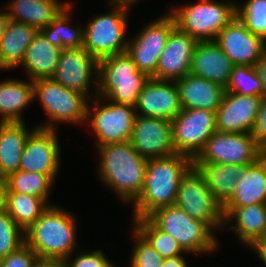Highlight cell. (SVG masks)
Listing matches in <instances>:
<instances>
[{
	"label": "cell",
	"instance_id": "obj_1",
	"mask_svg": "<svg viewBox=\"0 0 266 267\" xmlns=\"http://www.w3.org/2000/svg\"><path fill=\"white\" fill-rule=\"evenodd\" d=\"M97 150L100 181L122 202L133 204L144 188L148 159L140 156L130 141L102 145Z\"/></svg>",
	"mask_w": 266,
	"mask_h": 267
},
{
	"label": "cell",
	"instance_id": "obj_2",
	"mask_svg": "<svg viewBox=\"0 0 266 267\" xmlns=\"http://www.w3.org/2000/svg\"><path fill=\"white\" fill-rule=\"evenodd\" d=\"M193 166V159L184 154L149 159L145 185L132 204V219L146 218L162 207L175 205L183 176Z\"/></svg>",
	"mask_w": 266,
	"mask_h": 267
},
{
	"label": "cell",
	"instance_id": "obj_3",
	"mask_svg": "<svg viewBox=\"0 0 266 267\" xmlns=\"http://www.w3.org/2000/svg\"><path fill=\"white\" fill-rule=\"evenodd\" d=\"M75 215L57 205H51L27 229L25 244L42 262H63L76 247Z\"/></svg>",
	"mask_w": 266,
	"mask_h": 267
},
{
	"label": "cell",
	"instance_id": "obj_4",
	"mask_svg": "<svg viewBox=\"0 0 266 267\" xmlns=\"http://www.w3.org/2000/svg\"><path fill=\"white\" fill-rule=\"evenodd\" d=\"M109 12L95 15L84 27V48L98 61L108 56L125 53L128 40L127 0H109Z\"/></svg>",
	"mask_w": 266,
	"mask_h": 267
},
{
	"label": "cell",
	"instance_id": "obj_5",
	"mask_svg": "<svg viewBox=\"0 0 266 267\" xmlns=\"http://www.w3.org/2000/svg\"><path fill=\"white\" fill-rule=\"evenodd\" d=\"M227 2L198 0L183 7H170L169 13L180 31L197 41H215L217 35L236 17L237 2Z\"/></svg>",
	"mask_w": 266,
	"mask_h": 267
},
{
	"label": "cell",
	"instance_id": "obj_6",
	"mask_svg": "<svg viewBox=\"0 0 266 267\" xmlns=\"http://www.w3.org/2000/svg\"><path fill=\"white\" fill-rule=\"evenodd\" d=\"M149 77L137 69L125 52L99 60L98 97L135 106Z\"/></svg>",
	"mask_w": 266,
	"mask_h": 267
},
{
	"label": "cell",
	"instance_id": "obj_7",
	"mask_svg": "<svg viewBox=\"0 0 266 267\" xmlns=\"http://www.w3.org/2000/svg\"><path fill=\"white\" fill-rule=\"evenodd\" d=\"M34 100H39L47 119L36 127L57 129L58 124H86L89 99L70 88L57 83L53 78L33 80Z\"/></svg>",
	"mask_w": 266,
	"mask_h": 267
},
{
	"label": "cell",
	"instance_id": "obj_8",
	"mask_svg": "<svg viewBox=\"0 0 266 267\" xmlns=\"http://www.w3.org/2000/svg\"><path fill=\"white\" fill-rule=\"evenodd\" d=\"M148 218L160 230L173 236L187 254H212L218 249L215 232L205 222L191 218L176 205L157 209Z\"/></svg>",
	"mask_w": 266,
	"mask_h": 267
},
{
	"label": "cell",
	"instance_id": "obj_9",
	"mask_svg": "<svg viewBox=\"0 0 266 267\" xmlns=\"http://www.w3.org/2000/svg\"><path fill=\"white\" fill-rule=\"evenodd\" d=\"M92 100H89L87 106L86 124L95 133L96 148L130 141L136 117L135 106L107 102L98 96Z\"/></svg>",
	"mask_w": 266,
	"mask_h": 267
},
{
	"label": "cell",
	"instance_id": "obj_10",
	"mask_svg": "<svg viewBox=\"0 0 266 267\" xmlns=\"http://www.w3.org/2000/svg\"><path fill=\"white\" fill-rule=\"evenodd\" d=\"M175 205L191 218L205 222L213 231L226 229L223 206L208 189L203 174L194 166L180 182Z\"/></svg>",
	"mask_w": 266,
	"mask_h": 267
},
{
	"label": "cell",
	"instance_id": "obj_11",
	"mask_svg": "<svg viewBox=\"0 0 266 267\" xmlns=\"http://www.w3.org/2000/svg\"><path fill=\"white\" fill-rule=\"evenodd\" d=\"M266 152L251 133H223L216 131L193 159V164H233L248 166L256 163Z\"/></svg>",
	"mask_w": 266,
	"mask_h": 267
},
{
	"label": "cell",
	"instance_id": "obj_12",
	"mask_svg": "<svg viewBox=\"0 0 266 267\" xmlns=\"http://www.w3.org/2000/svg\"><path fill=\"white\" fill-rule=\"evenodd\" d=\"M175 27L173 16L167 13L146 25L128 41L126 53L131 57L137 69L149 78L155 76L161 52L170 32Z\"/></svg>",
	"mask_w": 266,
	"mask_h": 267
},
{
	"label": "cell",
	"instance_id": "obj_13",
	"mask_svg": "<svg viewBox=\"0 0 266 267\" xmlns=\"http://www.w3.org/2000/svg\"><path fill=\"white\" fill-rule=\"evenodd\" d=\"M216 112L205 109H182L172 120L173 145L176 153L194 159L207 140L217 131Z\"/></svg>",
	"mask_w": 266,
	"mask_h": 267
},
{
	"label": "cell",
	"instance_id": "obj_14",
	"mask_svg": "<svg viewBox=\"0 0 266 267\" xmlns=\"http://www.w3.org/2000/svg\"><path fill=\"white\" fill-rule=\"evenodd\" d=\"M98 74L99 61L82 47L62 49L56 70L51 78L64 87L85 95L90 100L92 99L89 98L92 81L96 88L91 97L95 98L98 95Z\"/></svg>",
	"mask_w": 266,
	"mask_h": 267
},
{
	"label": "cell",
	"instance_id": "obj_15",
	"mask_svg": "<svg viewBox=\"0 0 266 267\" xmlns=\"http://www.w3.org/2000/svg\"><path fill=\"white\" fill-rule=\"evenodd\" d=\"M57 129L35 126L22 153L19 170L47 175L53 182L60 165V143Z\"/></svg>",
	"mask_w": 266,
	"mask_h": 267
},
{
	"label": "cell",
	"instance_id": "obj_16",
	"mask_svg": "<svg viewBox=\"0 0 266 267\" xmlns=\"http://www.w3.org/2000/svg\"><path fill=\"white\" fill-rule=\"evenodd\" d=\"M130 142L139 155L148 160L177 154L172 122L166 119L136 115Z\"/></svg>",
	"mask_w": 266,
	"mask_h": 267
},
{
	"label": "cell",
	"instance_id": "obj_17",
	"mask_svg": "<svg viewBox=\"0 0 266 267\" xmlns=\"http://www.w3.org/2000/svg\"><path fill=\"white\" fill-rule=\"evenodd\" d=\"M215 42L235 66H255L266 54V42L251 33L237 17L217 35Z\"/></svg>",
	"mask_w": 266,
	"mask_h": 267
},
{
	"label": "cell",
	"instance_id": "obj_18",
	"mask_svg": "<svg viewBox=\"0 0 266 267\" xmlns=\"http://www.w3.org/2000/svg\"><path fill=\"white\" fill-rule=\"evenodd\" d=\"M182 111L176 81L149 78L135 104L136 115L174 120ZM140 112V113H139Z\"/></svg>",
	"mask_w": 266,
	"mask_h": 267
},
{
	"label": "cell",
	"instance_id": "obj_19",
	"mask_svg": "<svg viewBox=\"0 0 266 267\" xmlns=\"http://www.w3.org/2000/svg\"><path fill=\"white\" fill-rule=\"evenodd\" d=\"M197 43L196 39L175 27L167 38L153 78L176 81L188 75Z\"/></svg>",
	"mask_w": 266,
	"mask_h": 267
},
{
	"label": "cell",
	"instance_id": "obj_20",
	"mask_svg": "<svg viewBox=\"0 0 266 267\" xmlns=\"http://www.w3.org/2000/svg\"><path fill=\"white\" fill-rule=\"evenodd\" d=\"M261 98L225 92L216 111V130L223 133H251Z\"/></svg>",
	"mask_w": 266,
	"mask_h": 267
},
{
	"label": "cell",
	"instance_id": "obj_21",
	"mask_svg": "<svg viewBox=\"0 0 266 267\" xmlns=\"http://www.w3.org/2000/svg\"><path fill=\"white\" fill-rule=\"evenodd\" d=\"M234 66L215 41H198L193 53L190 74L226 88Z\"/></svg>",
	"mask_w": 266,
	"mask_h": 267
},
{
	"label": "cell",
	"instance_id": "obj_22",
	"mask_svg": "<svg viewBox=\"0 0 266 267\" xmlns=\"http://www.w3.org/2000/svg\"><path fill=\"white\" fill-rule=\"evenodd\" d=\"M182 109H205L216 112L225 88L213 81L188 74L176 80Z\"/></svg>",
	"mask_w": 266,
	"mask_h": 267
},
{
	"label": "cell",
	"instance_id": "obj_23",
	"mask_svg": "<svg viewBox=\"0 0 266 267\" xmlns=\"http://www.w3.org/2000/svg\"><path fill=\"white\" fill-rule=\"evenodd\" d=\"M224 224L236 233L247 248L266 235V204H251L240 208H223Z\"/></svg>",
	"mask_w": 266,
	"mask_h": 267
},
{
	"label": "cell",
	"instance_id": "obj_24",
	"mask_svg": "<svg viewBox=\"0 0 266 267\" xmlns=\"http://www.w3.org/2000/svg\"><path fill=\"white\" fill-rule=\"evenodd\" d=\"M251 204H266V154L256 163L243 168L236 191L223 208H240Z\"/></svg>",
	"mask_w": 266,
	"mask_h": 267
},
{
	"label": "cell",
	"instance_id": "obj_25",
	"mask_svg": "<svg viewBox=\"0 0 266 267\" xmlns=\"http://www.w3.org/2000/svg\"><path fill=\"white\" fill-rule=\"evenodd\" d=\"M59 0H11L5 5L10 20L26 23L37 31L50 25L70 4Z\"/></svg>",
	"mask_w": 266,
	"mask_h": 267
},
{
	"label": "cell",
	"instance_id": "obj_26",
	"mask_svg": "<svg viewBox=\"0 0 266 267\" xmlns=\"http://www.w3.org/2000/svg\"><path fill=\"white\" fill-rule=\"evenodd\" d=\"M34 101L33 80L7 79L0 82V123H24L23 110Z\"/></svg>",
	"mask_w": 266,
	"mask_h": 267
},
{
	"label": "cell",
	"instance_id": "obj_27",
	"mask_svg": "<svg viewBox=\"0 0 266 267\" xmlns=\"http://www.w3.org/2000/svg\"><path fill=\"white\" fill-rule=\"evenodd\" d=\"M37 30L26 23L10 20L0 39V70L19 67Z\"/></svg>",
	"mask_w": 266,
	"mask_h": 267
},
{
	"label": "cell",
	"instance_id": "obj_28",
	"mask_svg": "<svg viewBox=\"0 0 266 267\" xmlns=\"http://www.w3.org/2000/svg\"><path fill=\"white\" fill-rule=\"evenodd\" d=\"M61 50L37 31L20 66L26 69L29 80L50 78L56 70Z\"/></svg>",
	"mask_w": 266,
	"mask_h": 267
},
{
	"label": "cell",
	"instance_id": "obj_29",
	"mask_svg": "<svg viewBox=\"0 0 266 267\" xmlns=\"http://www.w3.org/2000/svg\"><path fill=\"white\" fill-rule=\"evenodd\" d=\"M26 123H0V175L8 177L19 170L30 133Z\"/></svg>",
	"mask_w": 266,
	"mask_h": 267
},
{
	"label": "cell",
	"instance_id": "obj_30",
	"mask_svg": "<svg viewBox=\"0 0 266 267\" xmlns=\"http://www.w3.org/2000/svg\"><path fill=\"white\" fill-rule=\"evenodd\" d=\"M203 174L208 189L224 206L236 191L243 166L233 164H193Z\"/></svg>",
	"mask_w": 266,
	"mask_h": 267
},
{
	"label": "cell",
	"instance_id": "obj_31",
	"mask_svg": "<svg viewBox=\"0 0 266 267\" xmlns=\"http://www.w3.org/2000/svg\"><path fill=\"white\" fill-rule=\"evenodd\" d=\"M73 8L71 1L65 9L53 20V22L42 28L40 32L53 45L61 49H73L84 47V28L69 26L71 19L69 10Z\"/></svg>",
	"mask_w": 266,
	"mask_h": 267
},
{
	"label": "cell",
	"instance_id": "obj_32",
	"mask_svg": "<svg viewBox=\"0 0 266 267\" xmlns=\"http://www.w3.org/2000/svg\"><path fill=\"white\" fill-rule=\"evenodd\" d=\"M49 206L44 198L7 192L6 211L23 231L27 230Z\"/></svg>",
	"mask_w": 266,
	"mask_h": 267
},
{
	"label": "cell",
	"instance_id": "obj_33",
	"mask_svg": "<svg viewBox=\"0 0 266 267\" xmlns=\"http://www.w3.org/2000/svg\"><path fill=\"white\" fill-rule=\"evenodd\" d=\"M132 221L134 222L132 229L136 230L163 259L186 254L173 236L160 230L148 217Z\"/></svg>",
	"mask_w": 266,
	"mask_h": 267
},
{
	"label": "cell",
	"instance_id": "obj_34",
	"mask_svg": "<svg viewBox=\"0 0 266 267\" xmlns=\"http://www.w3.org/2000/svg\"><path fill=\"white\" fill-rule=\"evenodd\" d=\"M7 192L28 194L44 198L47 202L53 182L47 175L18 170L7 177Z\"/></svg>",
	"mask_w": 266,
	"mask_h": 267
},
{
	"label": "cell",
	"instance_id": "obj_35",
	"mask_svg": "<svg viewBox=\"0 0 266 267\" xmlns=\"http://www.w3.org/2000/svg\"><path fill=\"white\" fill-rule=\"evenodd\" d=\"M236 17L251 33L266 42V0L236 4Z\"/></svg>",
	"mask_w": 266,
	"mask_h": 267
},
{
	"label": "cell",
	"instance_id": "obj_36",
	"mask_svg": "<svg viewBox=\"0 0 266 267\" xmlns=\"http://www.w3.org/2000/svg\"><path fill=\"white\" fill-rule=\"evenodd\" d=\"M225 92L262 97L261 79L255 66H234Z\"/></svg>",
	"mask_w": 266,
	"mask_h": 267
},
{
	"label": "cell",
	"instance_id": "obj_37",
	"mask_svg": "<svg viewBox=\"0 0 266 267\" xmlns=\"http://www.w3.org/2000/svg\"><path fill=\"white\" fill-rule=\"evenodd\" d=\"M24 244V231L9 216L7 211L0 213V259L17 251Z\"/></svg>",
	"mask_w": 266,
	"mask_h": 267
},
{
	"label": "cell",
	"instance_id": "obj_38",
	"mask_svg": "<svg viewBox=\"0 0 266 267\" xmlns=\"http://www.w3.org/2000/svg\"><path fill=\"white\" fill-rule=\"evenodd\" d=\"M132 232L136 243L132 248L130 267H161L163 257L136 230Z\"/></svg>",
	"mask_w": 266,
	"mask_h": 267
},
{
	"label": "cell",
	"instance_id": "obj_39",
	"mask_svg": "<svg viewBox=\"0 0 266 267\" xmlns=\"http://www.w3.org/2000/svg\"><path fill=\"white\" fill-rule=\"evenodd\" d=\"M40 263L37 254L26 244L0 259V267H37Z\"/></svg>",
	"mask_w": 266,
	"mask_h": 267
},
{
	"label": "cell",
	"instance_id": "obj_40",
	"mask_svg": "<svg viewBox=\"0 0 266 267\" xmlns=\"http://www.w3.org/2000/svg\"><path fill=\"white\" fill-rule=\"evenodd\" d=\"M83 251V252H82ZM80 251V254H76L74 259L73 255L67 257L63 261L65 267H107L111 261L108 260L106 254L102 250L96 249L91 251ZM70 258L72 260H70Z\"/></svg>",
	"mask_w": 266,
	"mask_h": 267
},
{
	"label": "cell",
	"instance_id": "obj_41",
	"mask_svg": "<svg viewBox=\"0 0 266 267\" xmlns=\"http://www.w3.org/2000/svg\"><path fill=\"white\" fill-rule=\"evenodd\" d=\"M251 136L256 143L266 152V97L261 98Z\"/></svg>",
	"mask_w": 266,
	"mask_h": 267
},
{
	"label": "cell",
	"instance_id": "obj_42",
	"mask_svg": "<svg viewBox=\"0 0 266 267\" xmlns=\"http://www.w3.org/2000/svg\"><path fill=\"white\" fill-rule=\"evenodd\" d=\"M249 249L257 252L258 258L266 266V235L257 239L252 245L249 246Z\"/></svg>",
	"mask_w": 266,
	"mask_h": 267
},
{
	"label": "cell",
	"instance_id": "obj_43",
	"mask_svg": "<svg viewBox=\"0 0 266 267\" xmlns=\"http://www.w3.org/2000/svg\"><path fill=\"white\" fill-rule=\"evenodd\" d=\"M255 67H256L258 75L261 79L262 96L266 97V54L255 65Z\"/></svg>",
	"mask_w": 266,
	"mask_h": 267
},
{
	"label": "cell",
	"instance_id": "obj_44",
	"mask_svg": "<svg viewBox=\"0 0 266 267\" xmlns=\"http://www.w3.org/2000/svg\"><path fill=\"white\" fill-rule=\"evenodd\" d=\"M8 181L7 177L0 175V213L6 211Z\"/></svg>",
	"mask_w": 266,
	"mask_h": 267
},
{
	"label": "cell",
	"instance_id": "obj_45",
	"mask_svg": "<svg viewBox=\"0 0 266 267\" xmlns=\"http://www.w3.org/2000/svg\"><path fill=\"white\" fill-rule=\"evenodd\" d=\"M161 267H188L182 255L163 259Z\"/></svg>",
	"mask_w": 266,
	"mask_h": 267
},
{
	"label": "cell",
	"instance_id": "obj_46",
	"mask_svg": "<svg viewBox=\"0 0 266 267\" xmlns=\"http://www.w3.org/2000/svg\"><path fill=\"white\" fill-rule=\"evenodd\" d=\"M9 21H10V18L8 16L7 11L0 12V39L2 35L4 34Z\"/></svg>",
	"mask_w": 266,
	"mask_h": 267
},
{
	"label": "cell",
	"instance_id": "obj_47",
	"mask_svg": "<svg viewBox=\"0 0 266 267\" xmlns=\"http://www.w3.org/2000/svg\"><path fill=\"white\" fill-rule=\"evenodd\" d=\"M37 267H65L63 262H42Z\"/></svg>",
	"mask_w": 266,
	"mask_h": 267
},
{
	"label": "cell",
	"instance_id": "obj_48",
	"mask_svg": "<svg viewBox=\"0 0 266 267\" xmlns=\"http://www.w3.org/2000/svg\"><path fill=\"white\" fill-rule=\"evenodd\" d=\"M131 5L134 6V4L137 3V1L139 2V0H127Z\"/></svg>",
	"mask_w": 266,
	"mask_h": 267
},
{
	"label": "cell",
	"instance_id": "obj_49",
	"mask_svg": "<svg viewBox=\"0 0 266 267\" xmlns=\"http://www.w3.org/2000/svg\"><path fill=\"white\" fill-rule=\"evenodd\" d=\"M107 267H117V266H114L113 263H110Z\"/></svg>",
	"mask_w": 266,
	"mask_h": 267
}]
</instances>
